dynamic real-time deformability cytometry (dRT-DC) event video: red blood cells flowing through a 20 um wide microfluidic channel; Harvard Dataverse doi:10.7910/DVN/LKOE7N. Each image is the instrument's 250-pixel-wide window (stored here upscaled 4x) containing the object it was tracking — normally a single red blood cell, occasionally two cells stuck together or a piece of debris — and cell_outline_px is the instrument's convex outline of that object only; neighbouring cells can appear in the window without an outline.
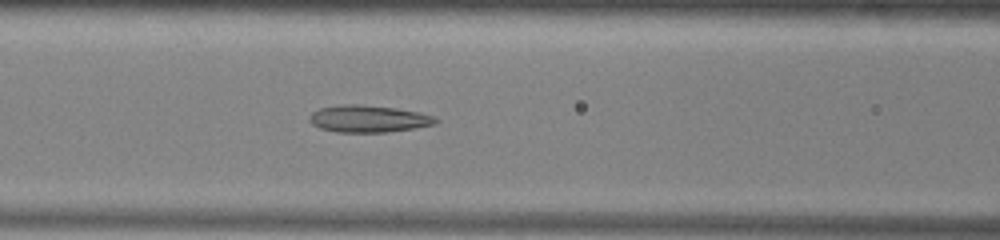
{"species": "common noctule bat (a hibernating species)", "species_latin": "Nyctalus noctula", "temperature_condition": "warm", "stored_images_in_passage": 51, "camera_frame_rate_fps": 3000, "um_per_image_px": 0.085, "animal": {"sex": "male", "body_mass_g": 13.0, "forearm_length_mm": 53.1}, "frame": {"image": 1, "passage_image": 21, "time_ms": 6.667, "image_size_px": [1000, 240], "cell_outline_px": [[440, 120], [436, 124], [416, 128], [388, 132], [336, 132], [320, 128], [312, 124], [308, 120], [308, 116], [312, 112], [320, 108], [340, 104], [360, 104], [396, 108], [420, 112], [436, 116]], "centroid_in_image_um": [31.34, 10.09], "position_along_channel_um": 135.3, "area_um2": 20.23}}
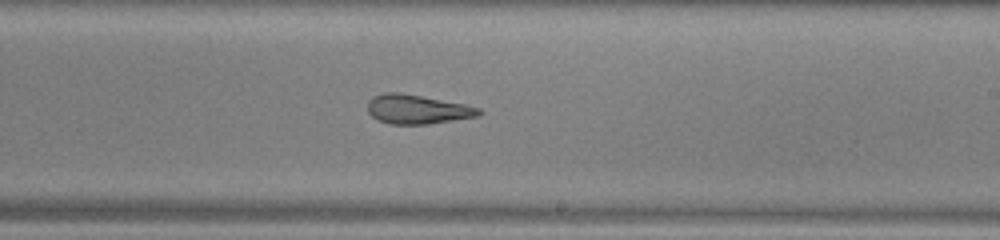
{"frame": {"image": 2, "passage_image": 30, "time_ms": 9.667, "image_size_px": [1000, 240], "cell_outline_px": [[484, 112], [480, 116], [428, 124], [388, 124], [372, 116], [368, 112], [368, 100], [372, 96], [384, 92], [400, 92], [464, 104], [480, 108]], "centroid_in_image_um": [35.47, 9.29], "position_along_channel_um": 253.5, "area_um2": 19.02}}
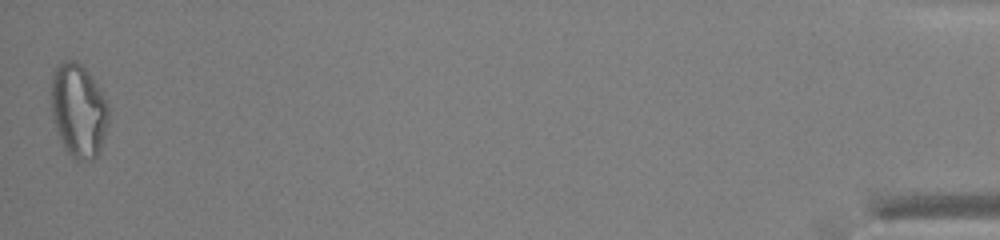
{"frame": {"image": 3, "passage_image": 51, "time_ms": 16.667, "image_size_px": [1000, 240], "cell_outline_px": [[108, 124], [100, 152], [92, 160], [76, 160], [64, 148], [56, 132], [52, 112], [52, 72], [56, 64], [64, 60], [76, 60], [84, 68], [108, 104]], "centroid_in_image_um": [6.65, 9.41], "position_along_channel_um": 428.5, "area_um2": 31.1}, "authors_computed_cell_mechanics": {"area_um2": 23.0044, "velocity_mm_per_s": 3.9479, "shape_relaxation_time_tau1_ms": null, "shape_relaxation_time_tau2_ms": 2.6222, "deformation_change_tau1": null, "deformation_change_tau2": 0.131}}